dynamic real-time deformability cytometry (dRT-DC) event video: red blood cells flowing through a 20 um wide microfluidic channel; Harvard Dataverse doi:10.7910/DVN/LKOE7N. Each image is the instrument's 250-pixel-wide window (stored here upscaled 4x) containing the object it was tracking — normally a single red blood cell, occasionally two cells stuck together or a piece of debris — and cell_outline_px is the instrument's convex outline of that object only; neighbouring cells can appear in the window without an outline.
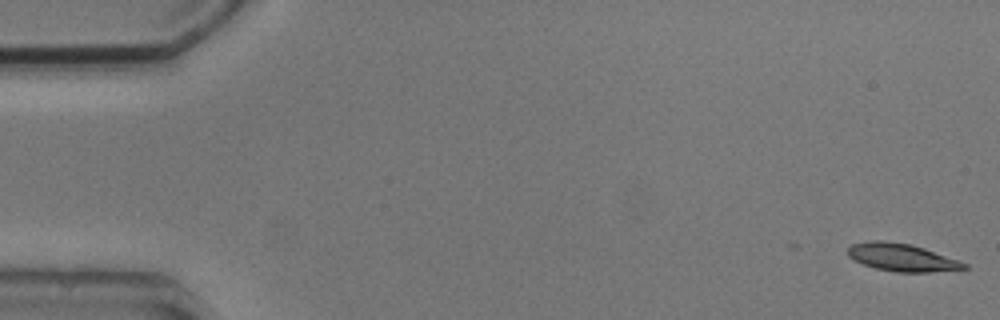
{"species": "common noctule bat (a hibernating species)", "species_latin": "Nyctalus noctula", "temperature_condition": "cold", "stored_images_in_passage": 2, "camera_frame_rate_fps": 3000, "um_per_image_px": 0.085, "animal": {"sex": "male", "body_mass_g": 20.5, "forearm_length_mm": 52.5}, "frame": {"image": 1, "passage_image": 1, "time_ms": 0.0, "image_size_px": [1000, 320], "cell_outline_px": [[968, 268], [928, 272], [896, 272], [876, 268], [864, 264], [848, 256], [848, 248], [852, 244], [868, 240], [884, 240], [912, 244], [960, 260], [968, 264]], "centroid_in_image_um": [76.67, 21.86], "position_along_channel_um": 8.3, "area_um2": 18.73}}